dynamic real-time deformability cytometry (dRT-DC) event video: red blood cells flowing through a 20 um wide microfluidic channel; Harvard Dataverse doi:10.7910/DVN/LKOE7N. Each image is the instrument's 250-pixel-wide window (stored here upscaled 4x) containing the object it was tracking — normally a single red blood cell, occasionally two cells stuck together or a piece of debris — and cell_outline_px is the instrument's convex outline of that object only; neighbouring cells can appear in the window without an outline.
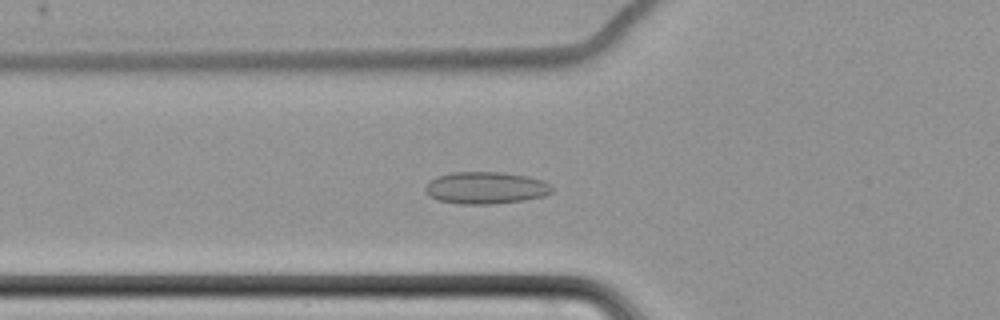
{"species": "common noctule bat (a hibernating species)", "species_latin": "Nyctalus noctula", "temperature_condition": "cold", "stored_images_in_passage": 65, "camera_frame_rate_fps": 3000, "um_per_image_px": 0.085, "animal": {"sex": "female", "body_mass_g": 22.7, "forearm_length_mm": 54.2}, "frame": {"image": 1, "passage_image": 27, "time_ms": 8.667, "image_size_px": [1000, 320], "cell_outline_px": [[552, 192], [544, 196], [524, 200], [492, 204], [456, 204], [436, 200], [424, 192], [424, 188], [436, 176], [452, 172], [500, 172], [528, 176], [544, 180], [552, 184]], "centroid_in_image_um": [41.29, 15.97], "position_along_channel_um": 84.5, "area_um2": 23.93}}
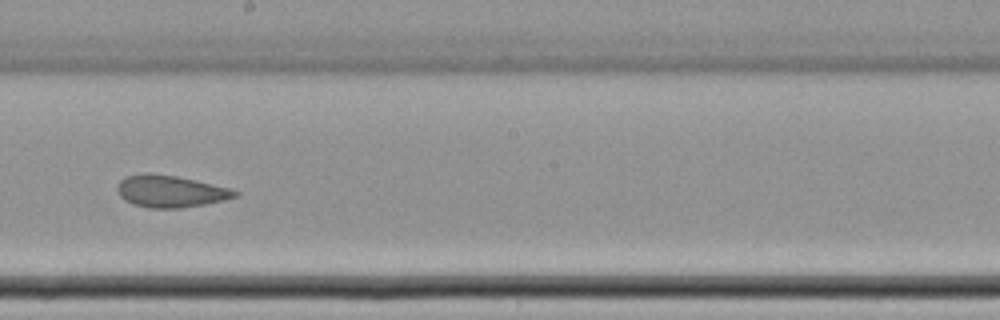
{"frame": {"image": 2, "passage_image": 40, "time_ms": 13.0, "image_size_px": [1000, 320], "cell_outline_px": [[240, 192], [236, 196], [224, 200], [204, 204], [180, 208], [148, 208], [132, 204], [124, 200], [120, 196], [116, 188], [120, 180], [124, 176], [144, 172], [148, 172], [176, 176], [196, 180], [228, 188]], "centroid_in_image_um": [14.42, 16.25], "position_along_channel_um": 233.8, "area_um2": 22.02}}
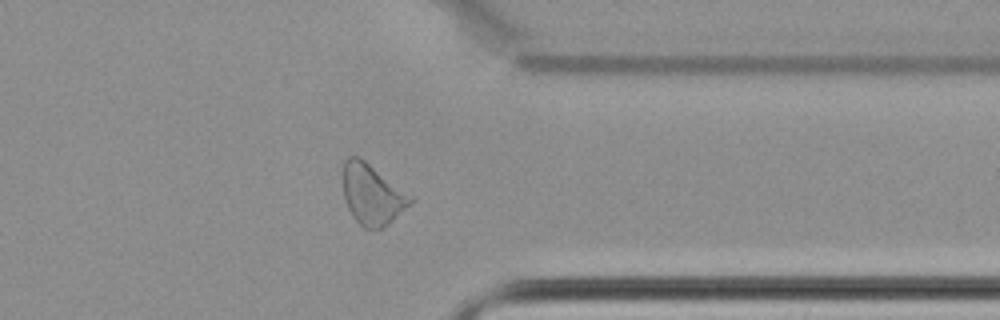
{"frame": {"image": 3, "passage_image": 53, "time_ms": 17.333, "image_size_px": [1000, 320], "cell_outline_px": [[416, 200], [388, 224], [380, 228], [364, 228], [352, 216], [348, 208], [344, 196], [340, 172], [344, 160], [348, 156], [360, 156], [416, 196]], "centroid_in_image_um": [31.65, 16.46], "position_along_channel_um": 379.7, "area_um2": 24.74}, "authors_computed_cell_mechanics": {"area_um2": 24.4494, "velocity_mm_per_s": 3.4598, "shape_relaxation_time_tau1_ms": null, "shape_relaxation_time_tau2_ms": 4.4205, "deformation_change_tau1": null, "deformation_change_tau2": 0.0747}}